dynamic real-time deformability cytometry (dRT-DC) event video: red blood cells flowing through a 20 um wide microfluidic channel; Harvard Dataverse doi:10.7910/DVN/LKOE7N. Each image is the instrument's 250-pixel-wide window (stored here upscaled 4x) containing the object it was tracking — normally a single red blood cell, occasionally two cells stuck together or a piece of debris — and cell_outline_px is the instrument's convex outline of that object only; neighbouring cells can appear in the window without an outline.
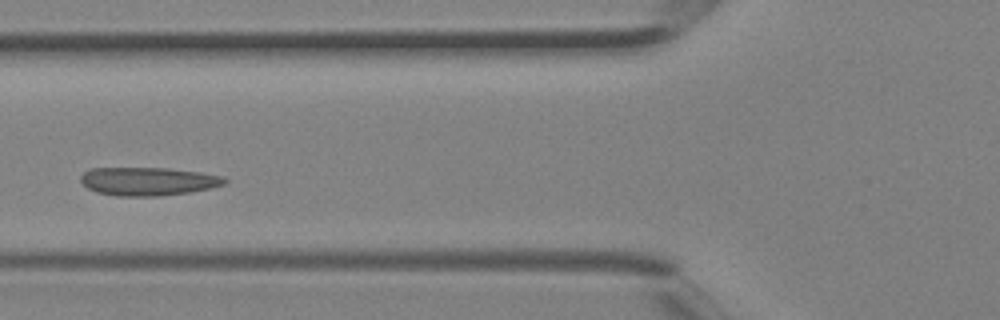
{"species": "Egyptian fruit bat (a non-hibernating species)", "species_latin": "Rousettus aegyptiacus", "temperature_condition": "room temperature", "stored_images_in_passage": 4, "camera_frame_rate_fps": 3000, "um_per_image_px": 0.085, "animal": {"sex": "female"}, "frame": {"image": 1, "passage_image": 4, "time_ms": 1.0, "image_size_px": [1000, 320], "cell_outline_px": [[228, 180], [224, 184], [212, 188], [188, 192], [160, 196], [116, 196], [96, 192], [88, 188], [80, 180], [80, 176], [84, 172], [92, 168], [168, 168], [200, 172], [224, 176]], "centroid_in_image_um": [12.6, 15.41], "position_along_channel_um": 113.2, "area_um2": 23.81}}